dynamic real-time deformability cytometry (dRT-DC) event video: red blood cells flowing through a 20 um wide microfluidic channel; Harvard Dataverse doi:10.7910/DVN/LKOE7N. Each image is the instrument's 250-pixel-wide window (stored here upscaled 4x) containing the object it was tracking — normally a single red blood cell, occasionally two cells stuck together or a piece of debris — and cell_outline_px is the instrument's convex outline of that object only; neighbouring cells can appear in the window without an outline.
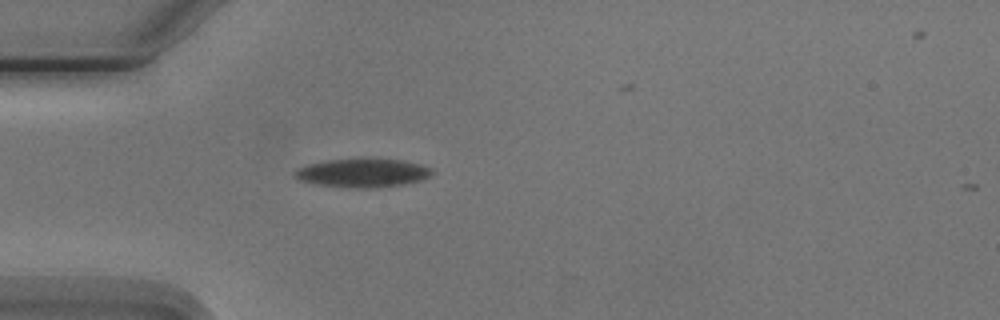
{"species": "Egyptian fruit bat (a non-hibernating species)", "species_latin": "Rousettus aegyptiacus", "temperature_condition": "cold", "stored_images_in_passage": 5, "camera_frame_rate_fps": 3000, "um_per_image_px": 0.085, "animal": {"sex": "male"}, "frame": {"image": 1, "passage_image": 4, "time_ms": 3.667, "image_size_px": [1000, 320], "cell_outline_px": [[432, 176], [420, 180], [400, 184], [376, 188], [356, 188], [320, 184], [300, 180], [296, 176], [296, 172], [300, 168], [308, 164], [328, 160], [360, 156], [372, 156], [404, 160], [420, 164], [432, 168]], "centroid_in_image_um": [30.91, 14.64], "position_along_channel_um": 54.1, "area_um2": 23.35}}